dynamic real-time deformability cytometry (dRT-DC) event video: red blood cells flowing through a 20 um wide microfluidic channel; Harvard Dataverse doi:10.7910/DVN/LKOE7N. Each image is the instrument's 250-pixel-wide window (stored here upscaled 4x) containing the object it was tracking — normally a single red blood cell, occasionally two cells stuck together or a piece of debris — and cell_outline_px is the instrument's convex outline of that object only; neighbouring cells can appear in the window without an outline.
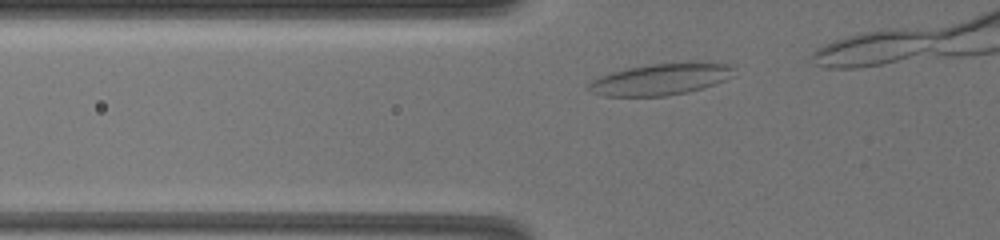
{"species": "common noctule bat (a hibernating species)", "species_latin": "Nyctalus noctula", "temperature_condition": "warm", "stored_images_in_passage": 9, "camera_frame_rate_fps": 3000, "um_per_image_px": 0.085, "animal": {"sex": "female", "body_mass_g": 19.5, "forearm_length_mm": 54.1}, "frame": {"image": 1, "passage_image": 2, "time_ms": 0.333, "image_size_px": [1000, 240], "cell_outline_px": [[732, 76], [724, 80], [688, 92], [664, 96], [604, 96], [592, 92], [588, 88], [588, 84], [596, 76], [628, 68], [652, 64], [692, 60], [700, 60], [728, 64], [732, 68]], "centroid_in_image_um": [56.15, 6.7], "position_along_channel_um": 69.6, "area_um2": 26.99}}